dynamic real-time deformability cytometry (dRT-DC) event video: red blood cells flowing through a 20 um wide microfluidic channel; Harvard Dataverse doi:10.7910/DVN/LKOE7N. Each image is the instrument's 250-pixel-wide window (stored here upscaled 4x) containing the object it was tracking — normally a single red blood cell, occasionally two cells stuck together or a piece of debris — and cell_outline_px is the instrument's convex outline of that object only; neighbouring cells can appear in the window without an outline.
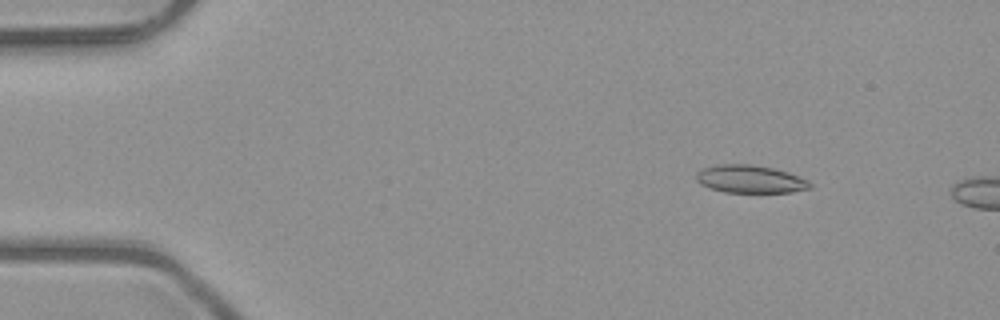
{"species": "common noctule bat (a hibernating species)", "species_latin": "Nyctalus noctula", "temperature_condition": "room temperature", "stored_images_in_passage": 9, "camera_frame_rate_fps": 3000, "um_per_image_px": 0.085, "animal": {"sex": "male", "body_mass_g": 23.1, "forearm_length_mm": 52.7}, "frame": {"image": 1, "passage_image": 6, "time_ms": 1.667, "image_size_px": [1000, 320], "cell_outline_px": [[812, 188], [792, 192], [724, 192], [700, 184], [696, 180], [696, 172], [704, 168], [720, 164], [752, 164], [772, 168], [788, 172], [808, 180], [812, 184]], "centroid_in_image_um": [63.78, 15.22], "position_along_channel_um": 21.2, "area_um2": 18.38}}